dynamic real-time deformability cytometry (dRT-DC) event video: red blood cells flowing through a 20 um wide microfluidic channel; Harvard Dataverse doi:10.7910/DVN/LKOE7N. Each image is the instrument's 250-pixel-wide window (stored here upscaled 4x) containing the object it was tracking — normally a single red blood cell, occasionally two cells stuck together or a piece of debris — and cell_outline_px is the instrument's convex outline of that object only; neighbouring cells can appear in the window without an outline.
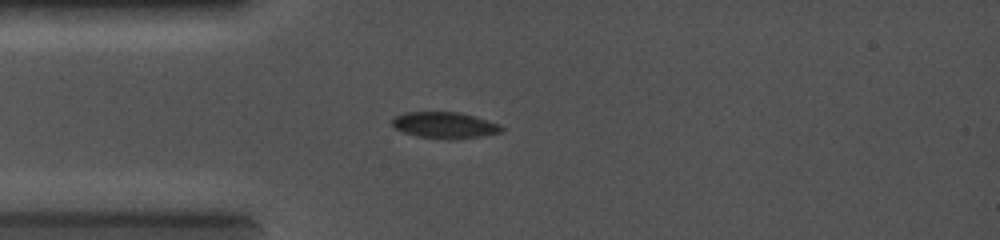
{"species": "common noctule bat (a hibernating species)", "species_latin": "Nyctalus noctula", "temperature_condition": "cold", "stored_images_in_passage": 38, "camera_frame_rate_fps": 5000, "um_per_image_px": 0.085, "animal": {"sex": "female", "body_mass_g": 19.0, "forearm_length_mm": 56.7}, "frame": {"image": 1, "passage_image": 6, "time_ms": 2.6, "image_size_px": [1000, 240], "cell_outline_px": [[504, 132], [480, 136], [448, 140], [416, 136], [404, 132], [396, 128], [392, 124], [392, 116], [404, 112], [460, 112], [488, 120], [500, 124], [504, 128]], "centroid_in_image_um": [37.8, 10.64], "position_along_channel_um": 47.2, "area_um2": 16.94}}
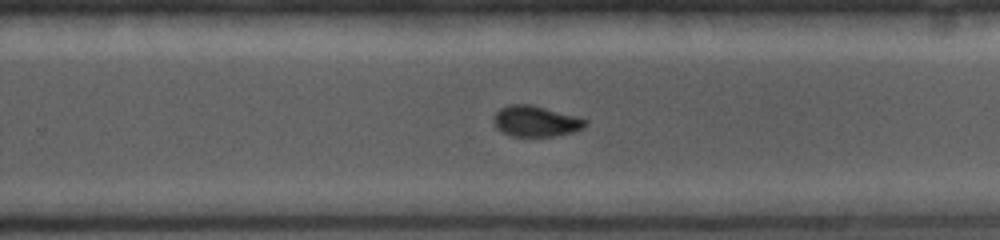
{"frame": {"image": 2, "passage_image": 24, "time_ms": 7.8, "image_size_px": [1000, 240], "cell_outline_px": [[588, 124], [572, 132], [552, 136], [512, 136], [496, 128], [492, 120], [496, 112], [500, 108], [508, 104], [532, 104], [576, 116], [588, 120]], "centroid_in_image_um": [45.51, 10.29], "position_along_channel_um": 284.3, "area_um2": 16.42}}
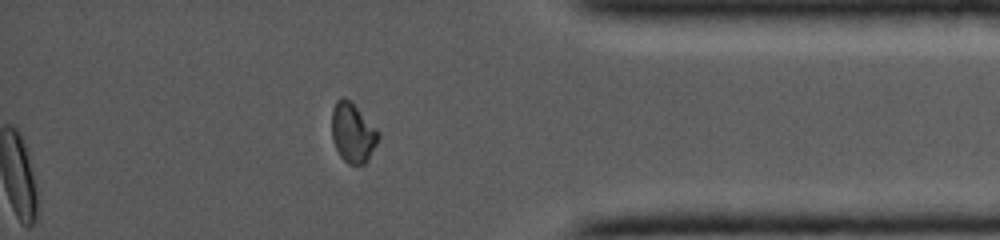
{"frame": {"image": 3, "passage_image": 38, "time_ms": 10.6, "image_size_px": [1000, 240], "cell_outline_px": [[380, 136], [368, 160], [364, 164], [348, 164], [340, 156], [332, 140], [332, 108], [336, 100], [340, 96], [344, 96], [380, 132]], "centroid_in_image_um": [29.97, 11.29], "position_along_channel_um": 405.2, "area_um2": 16.01}}